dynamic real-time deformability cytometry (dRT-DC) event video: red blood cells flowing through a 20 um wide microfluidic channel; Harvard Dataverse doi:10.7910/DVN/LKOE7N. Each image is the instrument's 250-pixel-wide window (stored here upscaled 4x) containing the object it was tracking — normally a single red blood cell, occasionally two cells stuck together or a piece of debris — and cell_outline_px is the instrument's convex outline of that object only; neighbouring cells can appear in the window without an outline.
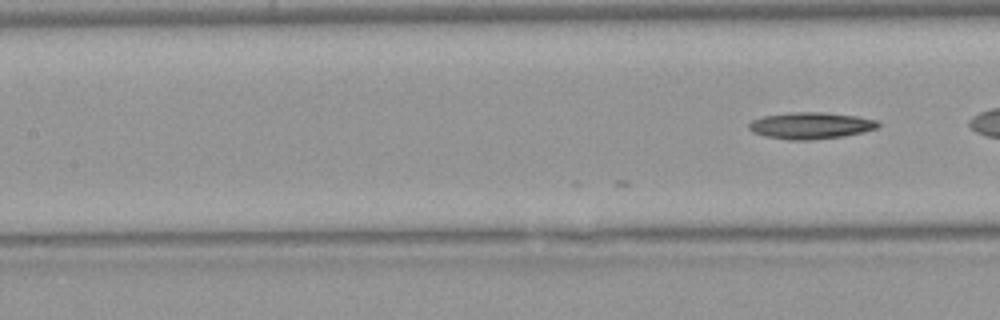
{"species": "Egyptian fruit bat (a non-hibernating species)", "species_latin": "Rousettus aegyptiacus", "temperature_condition": "warm", "stored_images_in_passage": 7, "camera_frame_rate_fps": 3000, "um_per_image_px": 0.085, "animal": {"sex": "female"}, "frame": {"image": 1, "passage_image": 7, "time_ms": 2.0, "image_size_px": [1000, 320], "cell_outline_px": [[880, 128], [864, 132], [844, 136], [812, 140], [788, 140], [764, 136], [752, 132], [748, 128], [748, 124], [752, 120], [764, 116], [792, 112], [824, 112], [856, 116], [876, 120], [880, 124]], "centroid_in_image_um": [68.92, 10.68], "position_along_channel_um": 138.5, "area_um2": 20.23}}